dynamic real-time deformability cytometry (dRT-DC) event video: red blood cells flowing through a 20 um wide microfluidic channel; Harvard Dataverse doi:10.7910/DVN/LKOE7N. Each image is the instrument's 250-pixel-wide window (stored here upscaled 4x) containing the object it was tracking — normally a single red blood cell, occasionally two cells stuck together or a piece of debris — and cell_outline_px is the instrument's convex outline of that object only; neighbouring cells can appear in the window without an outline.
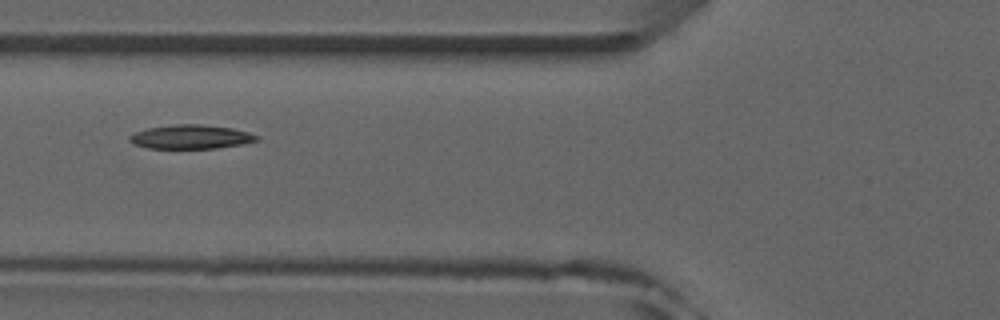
{"species": "common noctule bat (a hibernating species)", "species_latin": "Nyctalus noctula", "temperature_condition": "room temperature", "stored_images_in_passage": 5, "camera_frame_rate_fps": 3000, "um_per_image_px": 0.085, "animal": {"sex": "male", "forearm_length_mm": 52.5}, "frame": {"image": 1, "passage_image": 5, "time_ms": 4.333, "image_size_px": [1000, 320], "cell_outline_px": [[260, 140], [240, 144], [216, 148], [148, 148], [132, 144], [128, 140], [128, 136], [136, 132], [148, 128], [176, 124], [200, 124], [232, 128], [248, 132], [260, 136]], "centroid_in_image_um": [16.21, 11.63], "position_along_channel_um": 109.6, "area_um2": 17.74}}